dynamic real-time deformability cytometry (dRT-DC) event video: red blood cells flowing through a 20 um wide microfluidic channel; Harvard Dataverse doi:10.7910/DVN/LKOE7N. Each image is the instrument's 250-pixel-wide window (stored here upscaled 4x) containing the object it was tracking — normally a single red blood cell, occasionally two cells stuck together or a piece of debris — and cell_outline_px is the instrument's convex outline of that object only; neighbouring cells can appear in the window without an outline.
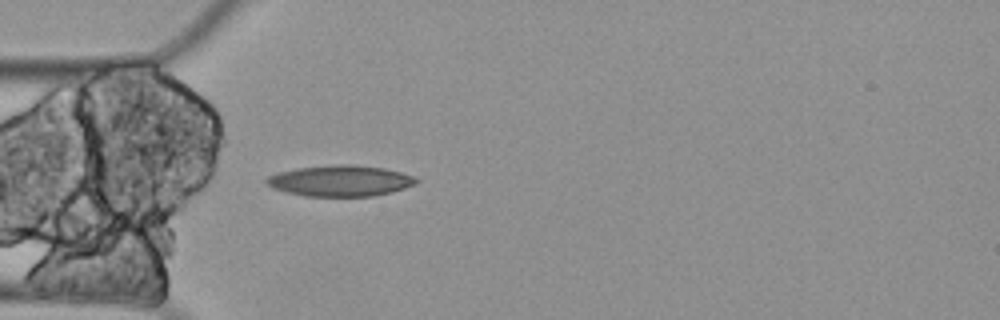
{"species": "Egyptian fruit bat (a non-hibernating species)", "species_latin": "Rousettus aegyptiacus", "temperature_condition": "cold", "stored_images_in_passage": 1, "camera_frame_rate_fps": 3000, "um_per_image_px": 0.085, "animal": {"sex": "female"}, "frame": {"image": 1, "passage_image": 1, "time_ms": 0.0, "image_size_px": [1000, 320], "cell_outline_px": [[420, 180], [404, 188], [392, 192], [372, 196], [304, 196], [272, 188], [264, 180], [268, 176], [280, 172], [300, 168], [336, 164], [352, 164], [384, 168], [400, 172], [412, 176]], "centroid_in_image_um": [28.92, 15.37], "position_along_channel_um": 56.1, "area_um2": 26.76}}